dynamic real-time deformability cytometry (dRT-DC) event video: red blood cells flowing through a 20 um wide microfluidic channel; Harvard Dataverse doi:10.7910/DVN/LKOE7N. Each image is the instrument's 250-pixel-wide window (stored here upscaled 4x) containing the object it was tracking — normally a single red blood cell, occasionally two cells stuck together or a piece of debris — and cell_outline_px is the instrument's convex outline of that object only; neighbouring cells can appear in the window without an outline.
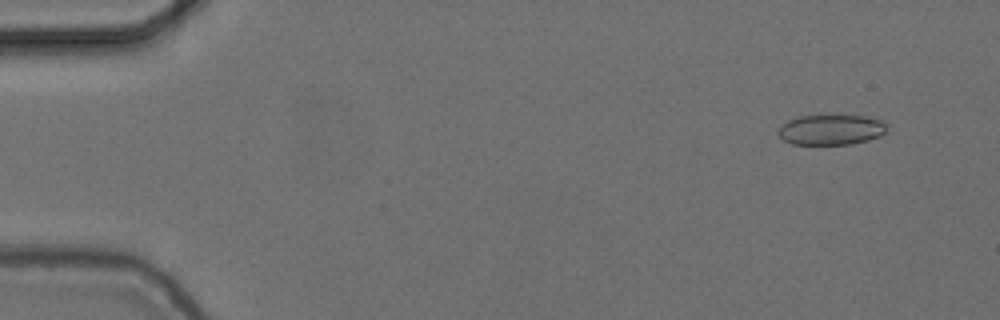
{"species": "common noctule bat (a hibernating species)", "species_latin": "Nyctalus noctula", "temperature_condition": "cold", "stored_images_in_passage": 55, "camera_frame_rate_fps": 3000, "um_per_image_px": 0.085, "animal": {"sex": "female", "body_mass_g": 24.6, "forearm_length_mm": 56.2}, "frame": {"image": 1, "passage_image": 5, "time_ms": 1.333, "image_size_px": [1000, 320], "cell_outline_px": [[888, 128], [880, 136], [868, 140], [852, 144], [792, 144], [784, 140], [776, 132], [788, 120], [800, 116], [836, 112], [864, 116], [880, 120], [888, 124]], "centroid_in_image_um": [70.67, 10.97], "position_along_channel_um": 14.3, "area_um2": 19.94}}
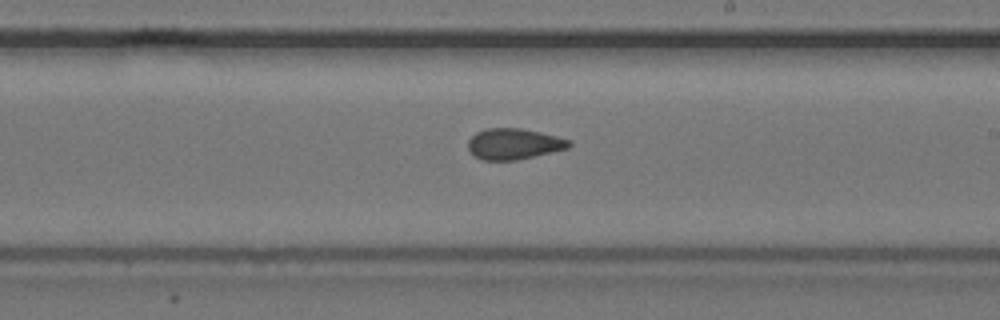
{"frame": {"image": 2, "passage_image": 33, "time_ms": 10.667, "image_size_px": [1000, 320], "cell_outline_px": [[572, 144], [568, 148], [516, 160], [480, 160], [468, 148], [468, 140], [476, 132], [488, 128], [520, 128], [540, 132], [572, 140]], "centroid_in_image_um": [43.68, 12.23], "position_along_channel_um": 245.3, "area_um2": 18.09}}
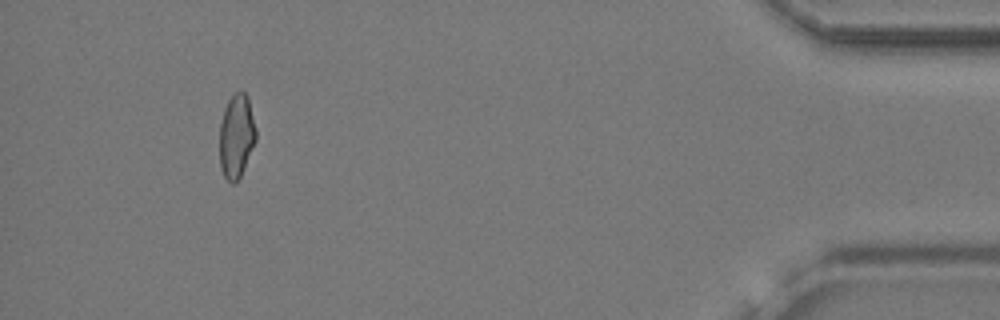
{"frame": {"image": 3, "passage_image": 52, "time_ms": 17.0, "image_size_px": [1000, 320], "cell_outline_px": [[256, 140], [244, 168], [236, 184], [232, 184], [224, 176], [220, 168], [220, 124], [224, 108], [228, 100], [240, 88], [248, 96], [256, 128]], "centroid_in_image_um": [20.1, 11.55], "position_along_channel_um": 415.1, "area_um2": 17.92}}